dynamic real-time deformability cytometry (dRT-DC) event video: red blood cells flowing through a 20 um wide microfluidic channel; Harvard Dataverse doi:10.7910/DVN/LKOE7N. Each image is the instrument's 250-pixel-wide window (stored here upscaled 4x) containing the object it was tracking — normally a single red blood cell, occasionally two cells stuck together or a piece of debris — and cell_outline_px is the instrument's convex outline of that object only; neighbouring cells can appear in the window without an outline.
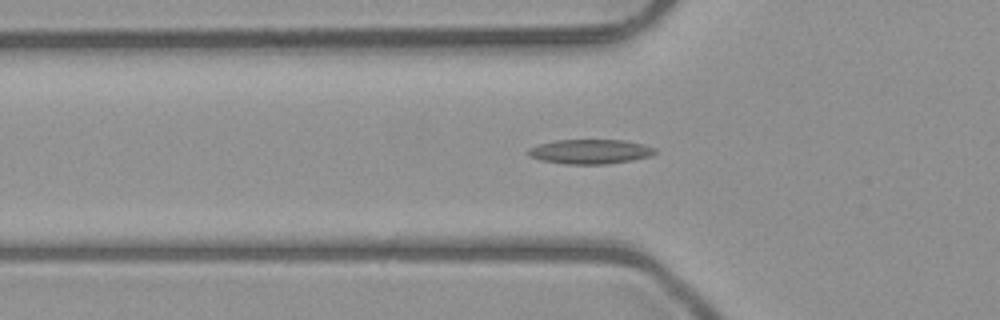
{"species": "common noctule bat (a hibernating species)", "species_latin": "Nyctalus noctula", "temperature_condition": "room temperature", "stored_images_in_passage": 45, "camera_frame_rate_fps": 3000, "um_per_image_px": 0.085, "animal": {"sex": "male", "body_mass_g": 23.1, "forearm_length_mm": 52.7}, "frame": {"image": 1, "passage_image": 10, "time_ms": 3.0, "image_size_px": [1000, 320], "cell_outline_px": [[656, 152], [652, 156], [632, 160], [608, 164], [564, 164], [540, 160], [528, 156], [524, 152], [528, 148], [540, 144], [556, 140], [624, 140], [656, 148]], "centroid_in_image_um": [50.12, 12.89], "position_along_channel_um": 75.7, "area_um2": 18.26}}
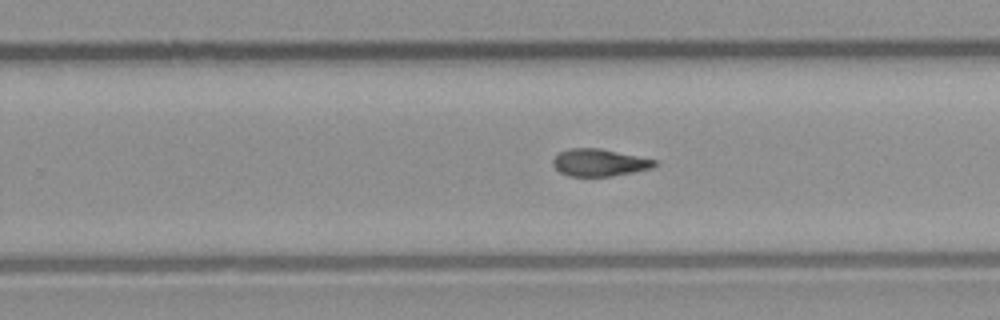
{"frame": {"image": 2, "passage_image": 25, "time_ms": 8.0, "image_size_px": [1000, 320], "cell_outline_px": [[660, 164], [652, 168], [612, 176], [568, 176], [560, 172], [552, 164], [552, 160], [560, 152], [568, 148], [600, 148], [656, 160]], "centroid_in_image_um": [50.95, 13.82], "position_along_channel_um": 278.9, "area_um2": 16.13}}
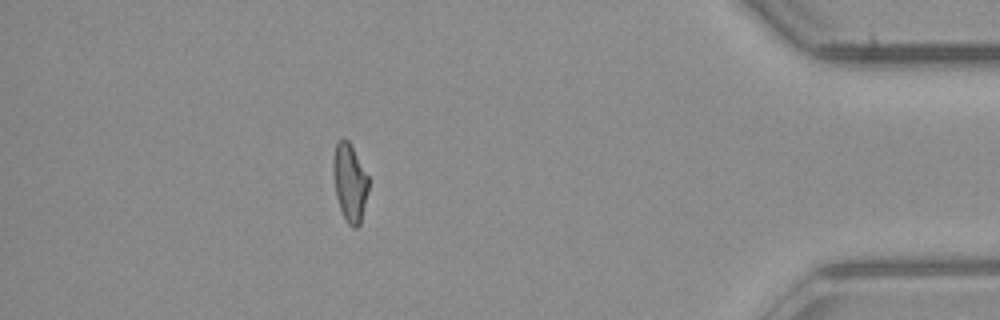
{"frame": {"image": 3, "passage_image": 38, "time_ms": 12.333, "image_size_px": [1000, 320], "cell_outline_px": [[368, 188], [360, 224], [356, 228], [352, 228], [348, 224], [340, 208], [336, 196], [332, 168], [332, 160], [336, 144], [344, 136], [348, 140], [368, 176]], "centroid_in_image_um": [29.71, 15.5], "position_along_channel_um": 405.5, "area_um2": 15.84}, "authors_computed_cell_mechanics": {"area_um2": 16.5308, "velocity_mm_per_s": 4.0413, "shape_relaxation_time_tau1_ms": null, "shape_relaxation_time_tau2_ms": 6.1341, "deformation_change_tau1": null, "deformation_change_tau2": 0.1481}}